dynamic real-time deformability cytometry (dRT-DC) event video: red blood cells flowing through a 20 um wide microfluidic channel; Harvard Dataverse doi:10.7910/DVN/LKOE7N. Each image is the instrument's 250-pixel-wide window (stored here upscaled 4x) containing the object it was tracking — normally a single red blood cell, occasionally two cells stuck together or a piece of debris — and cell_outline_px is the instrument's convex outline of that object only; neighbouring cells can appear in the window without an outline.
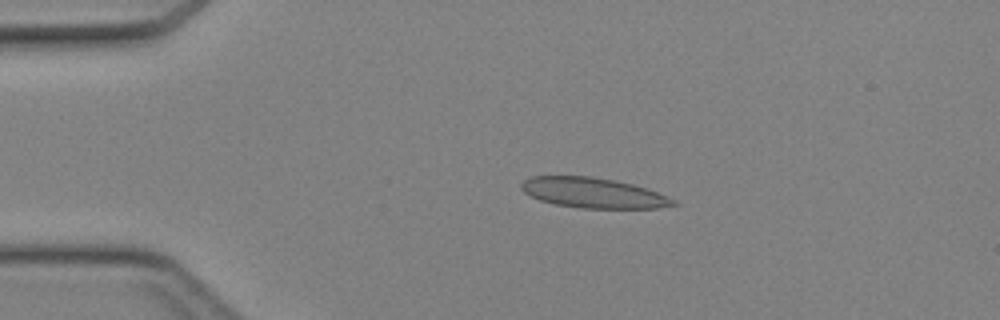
{"species": "Egyptian fruit bat (a non-hibernating species)", "species_latin": "Rousettus aegyptiacus", "temperature_condition": "cold", "stored_images_in_passage": 45, "camera_frame_rate_fps": 3000, "um_per_image_px": 0.085, "animal": {"sex": "female"}, "frame": {"image": 1, "passage_image": 9, "time_ms": 2.667, "image_size_px": [1000, 320], "cell_outline_px": [[680, 204], [656, 208], [580, 208], [556, 204], [540, 200], [524, 192], [520, 188], [520, 184], [524, 180], [532, 176], [592, 176], [632, 184], [648, 188], [676, 200]], "centroid_in_image_um": [50.44, 16.39], "position_along_channel_um": 34.6, "area_um2": 26.7}}
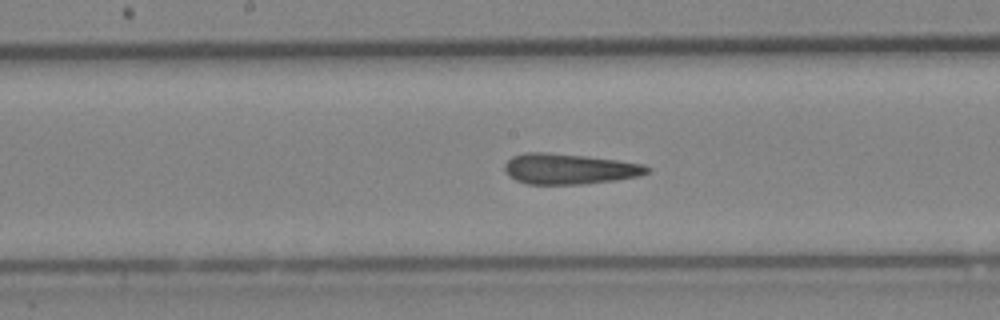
{"frame": {"image": 2, "passage_image": 23, "time_ms": 7.333, "image_size_px": [1000, 320], "cell_outline_px": [[652, 168], [648, 172], [640, 176], [616, 180], [580, 184], [528, 184], [516, 180], [504, 168], [504, 164], [512, 156], [524, 152], [548, 152], [584, 156], [616, 160], [644, 164]], "centroid_in_image_um": [48.41, 14.35], "position_along_channel_um": 199.8, "area_um2": 25.26}}
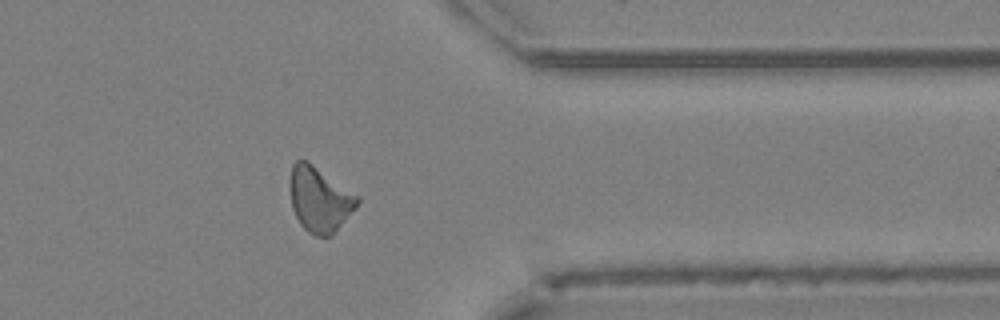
{"frame": {"image": 3, "passage_image": 36, "time_ms": 11.667, "image_size_px": [1000, 320], "cell_outline_px": [[360, 200], [356, 208], [332, 236], [316, 236], [308, 232], [300, 224], [292, 208], [288, 184], [292, 164], [296, 160], [308, 160], [360, 196]], "centroid_in_image_um": [27.16, 16.92], "position_along_channel_um": 384.2, "area_um2": 26.07}}